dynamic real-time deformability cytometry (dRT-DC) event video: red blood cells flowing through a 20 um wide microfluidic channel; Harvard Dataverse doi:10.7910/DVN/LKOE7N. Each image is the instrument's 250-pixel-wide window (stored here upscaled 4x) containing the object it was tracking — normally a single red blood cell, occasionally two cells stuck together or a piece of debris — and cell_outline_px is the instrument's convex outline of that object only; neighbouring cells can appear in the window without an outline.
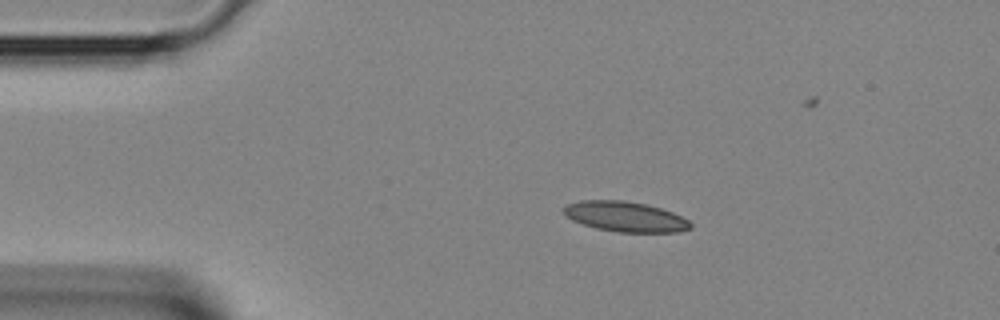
{"species": "Egyptian fruit bat (a non-hibernating species)", "species_latin": "Rousettus aegyptiacus", "temperature_condition": "room temperature", "stored_images_in_passage": 1, "camera_frame_rate_fps": 3000, "um_per_image_px": 0.085, "animal": {"sex": "female"}, "frame": {"image": 1, "passage_image": 1, "time_ms": 0.0, "image_size_px": [1000, 320], "cell_outline_px": [[692, 228], [676, 232], [616, 232], [596, 228], [572, 220], [564, 216], [564, 208], [568, 204], [580, 200], [624, 200], [648, 204], [672, 212], [688, 220], [692, 224]], "centroid_in_image_um": [53.15, 18.41], "position_along_channel_um": 31.9, "area_um2": 22.31}}